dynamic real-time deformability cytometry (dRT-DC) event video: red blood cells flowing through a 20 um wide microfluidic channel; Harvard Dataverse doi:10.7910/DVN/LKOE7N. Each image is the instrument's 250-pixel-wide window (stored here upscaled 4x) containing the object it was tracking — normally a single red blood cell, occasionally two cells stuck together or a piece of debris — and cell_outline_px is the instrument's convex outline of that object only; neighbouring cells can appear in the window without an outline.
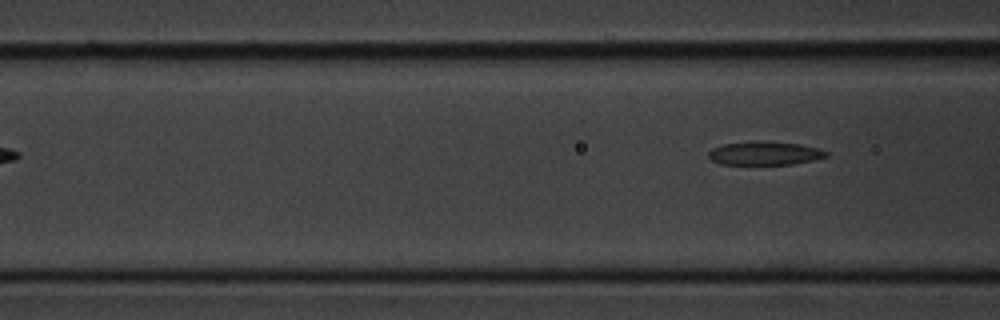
{"species": "common noctule bat (a hibernating species)", "species_latin": "Nyctalus noctula", "temperature_condition": "cold", "stored_images_in_passage": 6, "segment_of_instrument_passage": [2, 2], "camera_frame_rate_fps": 3000, "um_per_image_px": 0.085, "animal": {"sex": "male", "body_mass_g": 20.1, "forearm_length_mm": 53.5}, "frame": {"image": 1, "passage_image": 6, "time_ms": 5.667, "image_size_px": [1000, 320], "cell_outline_px": [[828, 156], [812, 160], [792, 164], [720, 164], [712, 160], [708, 156], [708, 152], [712, 148], [724, 144], [752, 140], [760, 140], [800, 144], [816, 148], [828, 152]], "centroid_in_image_um": [64.96, 13.01], "position_along_channel_um": 101.6, "area_um2": 16.18}}